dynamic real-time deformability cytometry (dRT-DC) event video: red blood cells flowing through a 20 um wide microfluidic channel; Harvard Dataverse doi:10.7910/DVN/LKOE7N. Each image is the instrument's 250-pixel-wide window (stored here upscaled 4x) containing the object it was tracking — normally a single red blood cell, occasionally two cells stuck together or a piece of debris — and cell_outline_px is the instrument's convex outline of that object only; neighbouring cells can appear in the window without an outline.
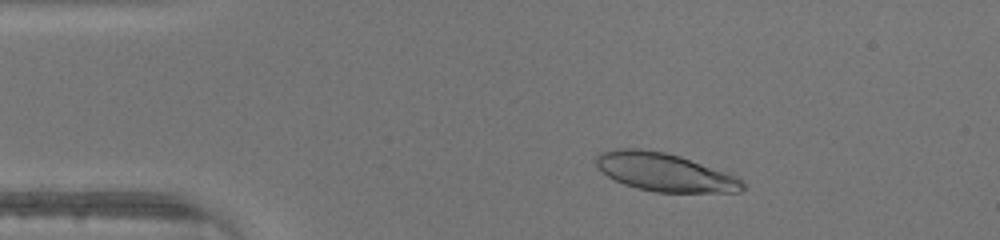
{"species": "human", "species_latin": "Homo sapiens", "temperature_condition": "warm", "stored_images_in_passage": 40, "camera_frame_rate_fps": 3000, "um_per_image_px": 0.085, "donor": {"sex": "male"}, "frame": {"image": 1, "passage_image": 2, "time_ms": 0.333, "image_size_px": [1000, 240], "cell_outline_px": [[748, 188], [740, 192], [656, 192], [636, 188], [624, 184], [608, 176], [596, 168], [596, 156], [600, 152], [616, 148], [640, 148], [664, 152], [680, 156], [736, 176]], "centroid_in_image_um": [56.47, 14.63], "position_along_channel_um": 28.5, "area_um2": 32.6}}
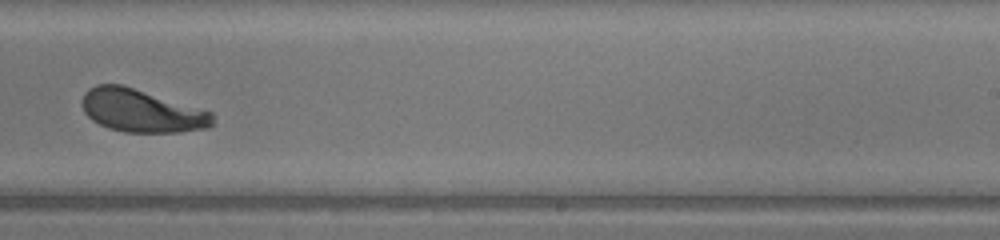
{"frame": {"image": 2, "passage_image": 23, "time_ms": 7.333, "image_size_px": [1000, 240], "cell_outline_px": [[212, 124], [208, 128], [180, 132], [124, 132], [108, 128], [92, 120], [84, 112], [80, 104], [80, 100], [84, 92], [88, 88], [96, 84], [124, 84], [212, 112]], "centroid_in_image_um": [11.97, 9.4], "position_along_channel_um": 277.0, "area_um2": 32.89}}
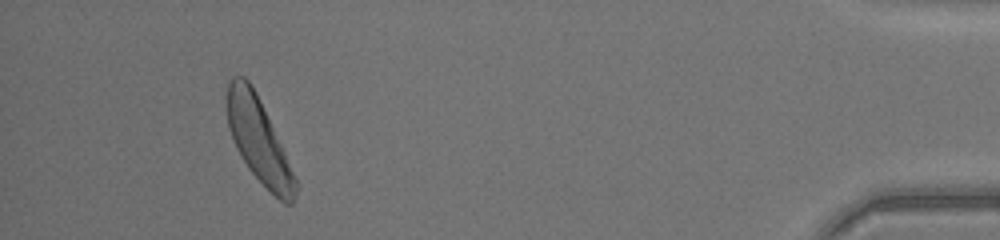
{"frame": {"image": 3, "passage_image": 37, "time_ms": 12.0, "image_size_px": [1000, 240], "cell_outline_px": [[296, 192], [292, 204], [284, 204], [248, 168], [240, 156], [236, 148], [228, 128], [224, 100], [224, 96], [228, 80], [232, 76], [244, 76], [252, 84], [256, 92], [284, 152], [296, 180]], "centroid_in_image_um": [21.9, 11.83], "position_along_channel_um": 413.3, "area_um2": 33.29}}